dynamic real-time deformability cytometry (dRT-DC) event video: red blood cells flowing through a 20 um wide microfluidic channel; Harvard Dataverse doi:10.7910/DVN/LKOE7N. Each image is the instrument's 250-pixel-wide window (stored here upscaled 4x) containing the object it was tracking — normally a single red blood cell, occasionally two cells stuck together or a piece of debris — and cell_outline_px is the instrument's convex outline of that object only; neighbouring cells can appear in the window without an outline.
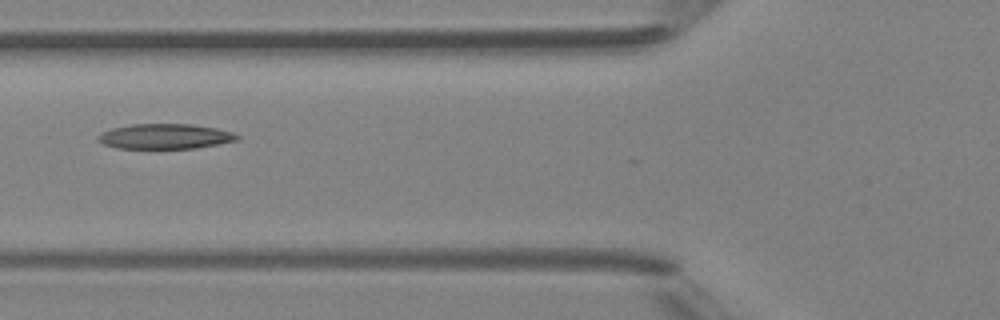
{"species": "Egyptian fruit bat (a non-hibernating species)", "species_latin": "Rousettus aegyptiacus", "temperature_condition": "room temperature", "stored_images_in_passage": 5, "camera_frame_rate_fps": 3000, "um_per_image_px": 0.085, "animal": {"sex": "female"}, "frame": {"image": 1, "passage_image": 5, "time_ms": 5.333, "image_size_px": [1000, 320], "cell_outline_px": [[240, 140], [196, 148], [116, 148], [104, 144], [96, 140], [96, 136], [100, 132], [112, 128], [132, 124], [192, 124], [216, 128], [232, 132], [240, 136]], "centroid_in_image_um": [14.01, 11.59], "position_along_channel_um": 111.8, "area_um2": 20.46}}